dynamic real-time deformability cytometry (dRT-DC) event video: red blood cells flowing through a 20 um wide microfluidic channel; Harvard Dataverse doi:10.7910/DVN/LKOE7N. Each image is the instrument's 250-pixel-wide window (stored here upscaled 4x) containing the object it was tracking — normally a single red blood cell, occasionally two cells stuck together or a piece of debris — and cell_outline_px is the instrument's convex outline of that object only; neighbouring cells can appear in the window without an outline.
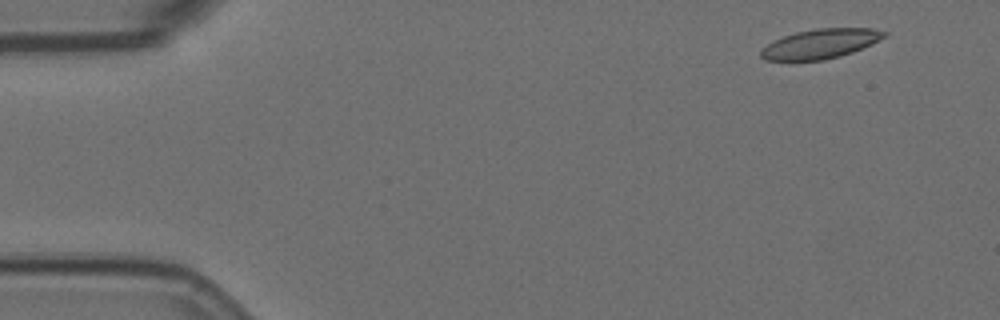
{"species": "Egyptian fruit bat (a non-hibernating species)", "species_latin": "Rousettus aegyptiacus", "temperature_condition": "room temperature", "stored_images_in_passage": 4, "camera_frame_rate_fps": 3000, "um_per_image_px": 0.085, "animal": {"sex": "female"}, "frame": {"image": 1, "passage_image": 1, "time_ms": 0.0, "image_size_px": [1000, 320], "cell_outline_px": [[888, 36], [872, 44], [852, 52], [840, 56], [824, 60], [764, 60], [760, 56], [760, 52], [768, 44], [784, 36], [796, 32], [816, 28], [872, 28], [888, 32]], "centroid_in_image_um": [69.79, 3.71], "position_along_channel_um": 15.2, "area_um2": 21.15}}